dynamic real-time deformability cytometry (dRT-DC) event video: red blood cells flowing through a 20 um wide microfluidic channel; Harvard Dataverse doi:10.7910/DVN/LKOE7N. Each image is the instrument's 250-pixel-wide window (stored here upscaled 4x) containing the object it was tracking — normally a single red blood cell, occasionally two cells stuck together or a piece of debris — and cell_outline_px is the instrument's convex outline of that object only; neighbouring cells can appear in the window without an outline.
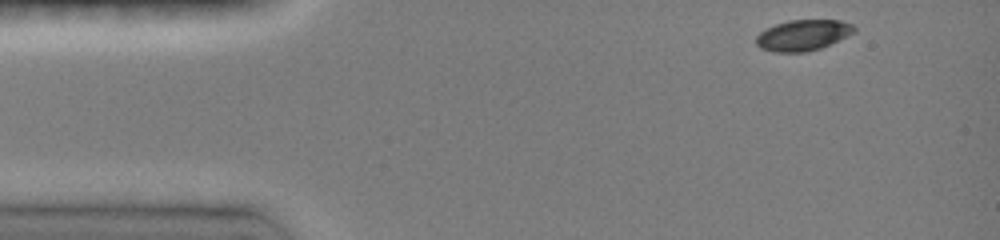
{"species": "common noctule bat (a hibernating species)", "species_latin": "Nyctalus noctula", "temperature_condition": "room temperature", "stored_images_in_passage": 13, "camera_frame_rate_fps": 3000, "um_per_image_px": 0.085, "animal": {"sex": "female", "body_mass_g": 19.0, "forearm_length_mm": 51.5}, "frame": {"image": 1, "passage_image": 1, "time_ms": 0.0, "image_size_px": [1000, 240], "cell_outline_px": [[856, 32], [820, 48], [804, 52], [772, 52], [760, 48], [756, 44], [756, 36], [764, 28], [788, 20], [840, 20], [852, 24], [856, 28]], "centroid_in_image_um": [68.23, 2.98], "position_along_channel_um": 16.8, "area_um2": 17.69}}
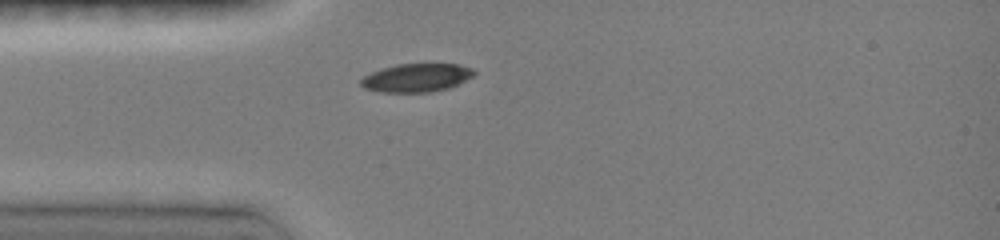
{"frame": {"image": 2, "passage_image": 7, "time_ms": 2.667, "image_size_px": [1000, 240], "cell_outline_px": [[476, 72], [472, 76], [448, 88], [428, 92], [380, 92], [364, 88], [360, 84], [360, 80], [364, 76], [380, 68], [396, 64], [460, 64], [472, 68]], "centroid_in_image_um": [35.36, 6.6], "position_along_channel_um": 49.6, "area_um2": 18.61}}
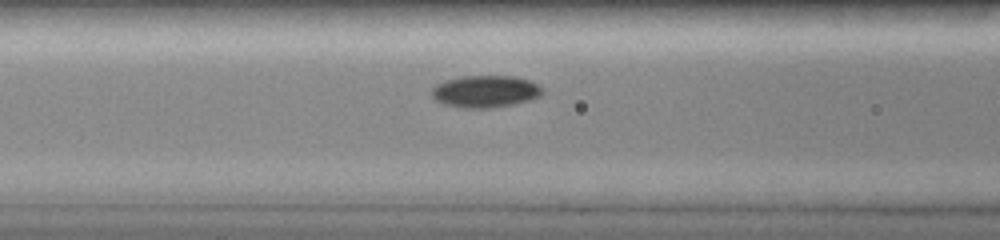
{"frame": {"image": 3, "passage_image": 12, "time_ms": 4.667, "image_size_px": [1000, 240], "cell_outline_px": [[544, 92], [540, 96], [532, 100], [516, 104], [492, 108], [460, 108], [444, 104], [436, 100], [432, 96], [432, 88], [436, 84], [444, 80], [460, 76], [516, 76], [528, 80], [544, 88]], "centroid_in_image_um": [41.27, 7.78], "position_along_channel_um": 125.3, "area_um2": 21.04}}